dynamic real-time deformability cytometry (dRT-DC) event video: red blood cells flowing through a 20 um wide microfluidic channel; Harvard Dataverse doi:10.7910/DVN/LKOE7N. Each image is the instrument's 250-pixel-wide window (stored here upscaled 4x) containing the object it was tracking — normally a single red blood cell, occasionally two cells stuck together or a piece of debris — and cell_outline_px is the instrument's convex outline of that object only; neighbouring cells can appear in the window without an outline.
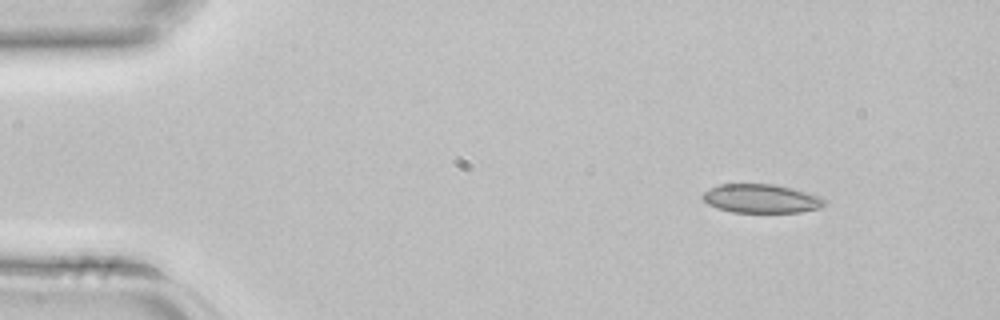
{"species": "common noctule bat (a hibernating species)", "species_latin": "Nyctalus noctula", "temperature_condition": "room temperature", "stored_images_in_passage": 3, "camera_frame_rate_fps": 3000, "um_per_image_px": 0.085, "animal": {"sex": "female", "body_mass_g": 22.7, "forearm_length_mm": 54.2}, "frame": {"image": 1, "passage_image": 1, "time_ms": 0.0, "image_size_px": [1000, 320], "cell_outline_px": [[828, 200], [820, 208], [800, 212], [732, 212], [716, 208], [708, 204], [700, 196], [708, 188], [720, 184], [776, 184], [820, 196]], "centroid_in_image_um": [64.68, 16.88], "position_along_channel_um": 20.3, "area_um2": 20.52}}
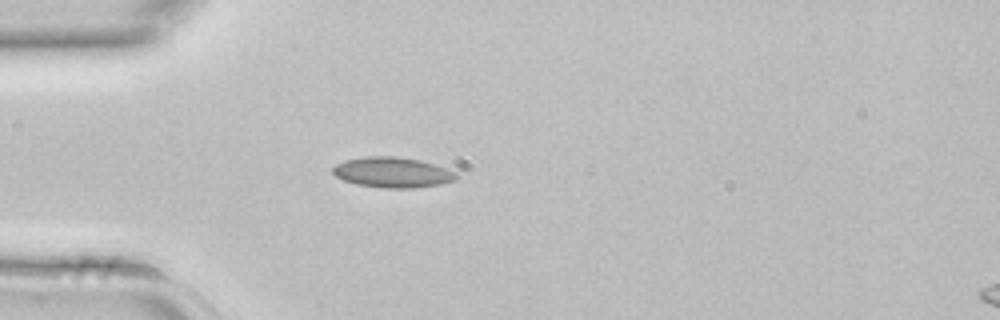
{"frame": {"image": 2, "passage_image": 3, "time_ms": 0.667, "image_size_px": [1000, 320], "cell_outline_px": [[460, 176], [456, 180], [440, 184], [412, 188], [384, 188], [356, 184], [344, 180], [336, 176], [332, 172], [332, 168], [336, 164], [344, 160], [364, 156], [396, 156], [420, 160], [456, 172]], "centroid_in_image_um": [33.35, 14.65], "position_along_channel_um": 51.7, "area_um2": 21.91}}